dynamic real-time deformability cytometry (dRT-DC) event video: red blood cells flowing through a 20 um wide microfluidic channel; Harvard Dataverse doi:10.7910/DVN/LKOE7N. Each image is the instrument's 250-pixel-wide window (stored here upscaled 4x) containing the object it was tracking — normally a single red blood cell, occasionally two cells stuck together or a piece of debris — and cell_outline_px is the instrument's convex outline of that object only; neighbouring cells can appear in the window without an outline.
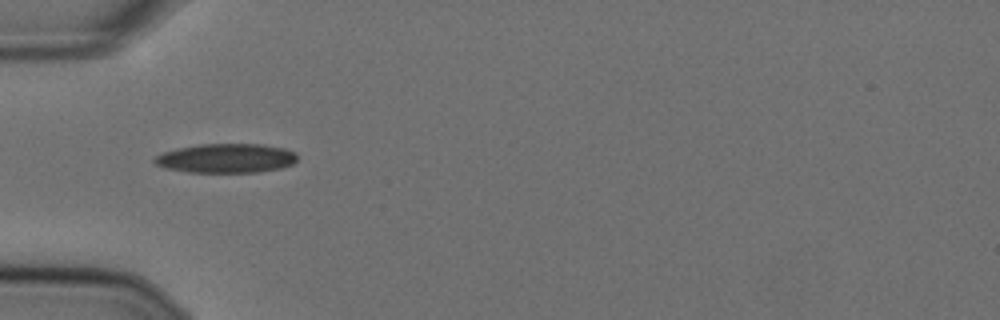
{"species": "Egyptian fruit bat (a non-hibernating species)", "species_latin": "Rousettus aegyptiacus", "temperature_condition": "cold", "stored_images_in_passage": 39, "camera_frame_rate_fps": 3000, "um_per_image_px": 0.085, "animal": {"sex": "female"}, "frame": {"image": 1, "passage_image": 1, "time_ms": 0.0, "image_size_px": [1000, 320], "cell_outline_px": [[296, 160], [292, 164], [280, 168], [256, 172], [188, 172], [164, 168], [156, 164], [152, 160], [156, 156], [164, 152], [180, 148], [200, 144], [264, 144], [284, 148], [296, 152]], "centroid_in_image_um": [19.23, 13.45], "position_along_channel_um": 65.8, "area_um2": 24.22}}
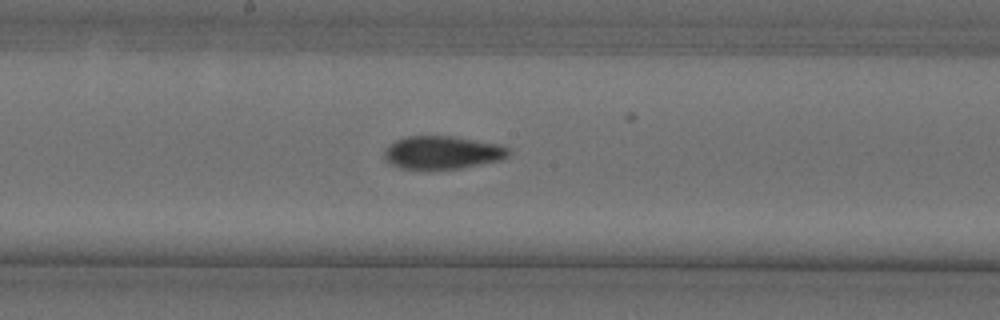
{"frame": {"image": 2, "passage_image": 13, "time_ms": 4.0, "image_size_px": [1000, 320], "cell_outline_px": [[512, 152], [508, 156], [500, 160], [460, 168], [400, 168], [384, 160], [384, 148], [388, 144], [396, 140], [408, 136], [452, 136], [500, 144], [508, 148]], "centroid_in_image_um": [37.59, 12.95], "position_along_channel_um": 210.6, "area_um2": 23.81}}
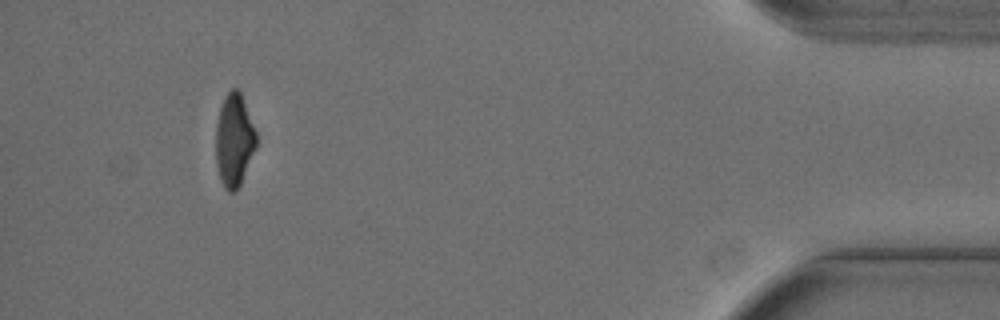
{"frame": {"image": 3, "passage_image": 35, "time_ms": 11.333, "image_size_px": [1000, 320], "cell_outline_px": [[256, 148], [240, 184], [236, 192], [228, 192], [224, 188], [216, 164], [216, 124], [220, 108], [224, 96], [232, 88], [236, 88], [240, 92], [256, 132]], "centroid_in_image_um": [19.89, 11.93], "position_along_channel_um": 415.3, "area_um2": 21.68}, "authors_computed_cell_mechanics": {"area_um2": 23.987, "velocity_mm_per_s": 3.6249, "shape_relaxation_time_tau1_ms": 11.1758, "shape_relaxation_time_tau2_ms": 2.4799, "deformation_change_tau1": 0.2528, "deformation_change_tau2": 0.0682}}